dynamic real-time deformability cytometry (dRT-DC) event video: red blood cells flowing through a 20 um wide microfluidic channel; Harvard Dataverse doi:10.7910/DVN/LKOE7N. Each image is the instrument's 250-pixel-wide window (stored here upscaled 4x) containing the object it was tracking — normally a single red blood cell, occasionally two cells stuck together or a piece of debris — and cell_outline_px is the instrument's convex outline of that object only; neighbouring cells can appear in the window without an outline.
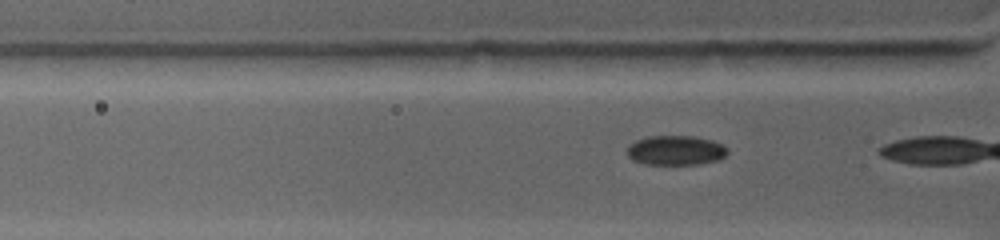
{"species": "common noctule bat (a hibernating species)", "species_latin": "Nyctalus noctula", "temperature_condition": "warm", "stored_images_in_passage": 25, "camera_frame_rate_fps": 4500, "um_per_image_px": 0.085, "animal": {"sex": "female", "body_mass_g": 19.0, "forearm_length_mm": 53.3}, "frame": {"image": 1, "passage_image": 4, "time_ms": 0.889, "image_size_px": [1000, 240], "cell_outline_px": [[728, 152], [720, 160], [700, 164], [644, 164], [632, 160], [628, 156], [628, 144], [636, 140], [648, 136], [696, 136], [712, 140], [724, 144], [728, 148]], "centroid_in_image_um": [57.46, 12.77], "position_along_channel_um": 68.3, "area_um2": 17.57}, "authors_computed_cell_mechanics": {"area_um2": 17.918, "velocity_mm_per_s": 3.7889, "shape_relaxation_time_tau1_ms": 5.6632, "shape_relaxation_time_tau2_ms": null, "deformation_change_tau1": 0.1531, "deformation_change_tau2": null}}